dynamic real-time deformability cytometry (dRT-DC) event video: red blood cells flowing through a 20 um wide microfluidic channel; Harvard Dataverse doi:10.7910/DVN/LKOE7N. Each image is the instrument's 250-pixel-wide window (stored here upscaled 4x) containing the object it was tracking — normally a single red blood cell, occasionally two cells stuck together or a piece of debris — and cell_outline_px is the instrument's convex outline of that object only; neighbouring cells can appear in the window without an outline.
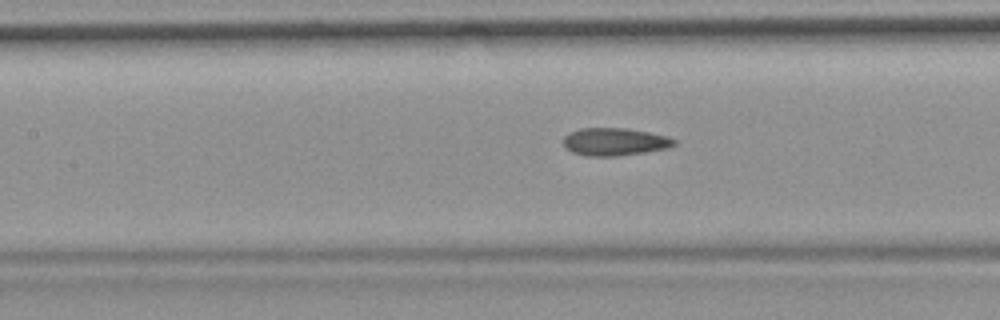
{"species": "common noctule bat (a hibernating species)", "species_latin": "Nyctalus noctula", "temperature_condition": "room temperature", "stored_images_in_passage": 33, "camera_frame_rate_fps": 3000, "um_per_image_px": 0.085, "animal": {"sex": "female", "body_mass_g": 19.9}, "frame": {"image": 1, "passage_image": 24, "time_ms": 7.667, "image_size_px": [1000, 320], "cell_outline_px": [[676, 144], [672, 148], [620, 156], [584, 156], [572, 152], [564, 148], [564, 136], [568, 132], [580, 128], [628, 128], [668, 136], [676, 140]], "centroid_in_image_um": [52.26, 12.05], "position_along_channel_um": 155.1, "area_um2": 18.26}}